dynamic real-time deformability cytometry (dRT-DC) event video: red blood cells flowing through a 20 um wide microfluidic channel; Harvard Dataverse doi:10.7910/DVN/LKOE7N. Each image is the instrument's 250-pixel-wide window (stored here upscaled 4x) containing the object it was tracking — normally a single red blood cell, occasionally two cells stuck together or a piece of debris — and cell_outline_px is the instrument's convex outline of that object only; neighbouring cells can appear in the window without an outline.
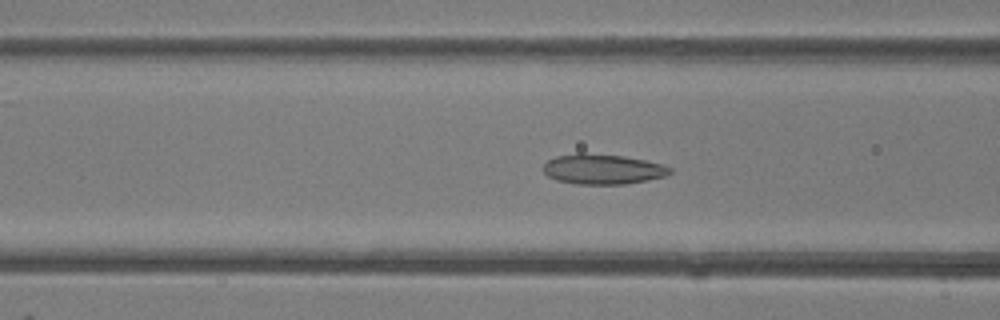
{"species": "common noctule bat (a hibernating species)", "species_latin": "Nyctalus noctula", "temperature_condition": "room temperature", "stored_images_in_passage": 36, "camera_frame_rate_fps": 3000, "um_per_image_px": 0.085, "animal": {"sex": "female"}, "frame": {"image": 1, "passage_image": 6, "time_ms": 1.667, "image_size_px": [1000, 320], "cell_outline_px": [[672, 172], [664, 176], [648, 180], [624, 184], [576, 184], [556, 180], [548, 176], [544, 172], [544, 164], [548, 160], [556, 156], [580, 152], [584, 152], [624, 156], [664, 164], [672, 168]], "centroid_in_image_um": [51.23, 14.37], "position_along_channel_um": 115.4, "area_um2": 22.37}}
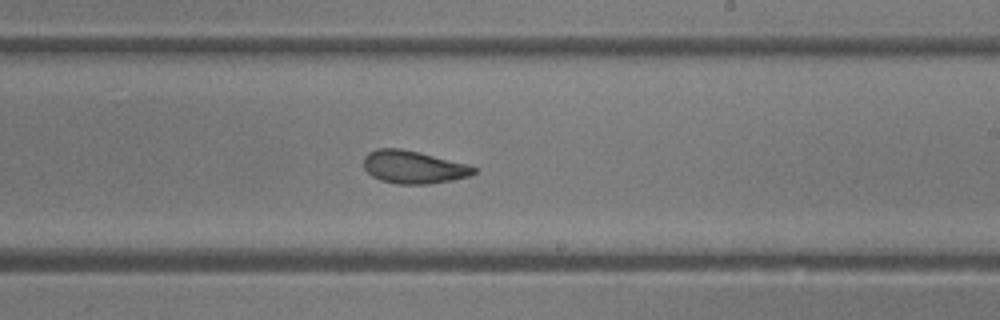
{"frame": {"image": 2, "passage_image": 16, "time_ms": 5.0, "image_size_px": [1000, 320], "cell_outline_px": [[476, 172], [468, 176], [452, 180], [428, 184], [396, 184], [380, 180], [372, 176], [364, 168], [364, 156], [368, 152], [376, 148], [400, 148], [420, 152], [468, 164], [476, 168]], "centroid_in_image_um": [35.12, 14.19], "position_along_channel_um": 253.9, "area_um2": 21.15}}
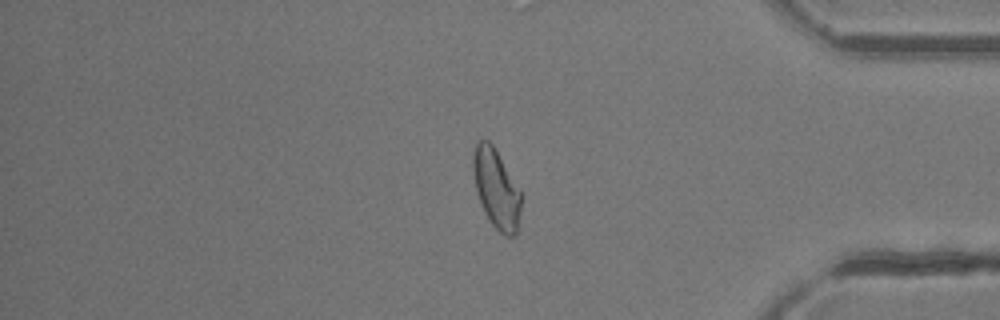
{"frame": {"image": 3, "passage_image": 28, "time_ms": 9.0, "image_size_px": [1000, 320], "cell_outline_px": [[520, 212], [516, 236], [504, 236], [492, 224], [480, 200], [476, 188], [472, 168], [472, 152], [476, 144], [480, 140], [488, 140], [492, 144], [520, 188]], "centroid_in_image_um": [42.19, 16.02], "position_along_channel_um": 393.0, "area_um2": 21.85}, "authors_computed_cell_mechanics": {"area_um2": 21.8773, "velocity_mm_per_s": 4.151, "shape_relaxation_time_tau1_ms": 3.6699, "shape_relaxation_time_tau2_ms": 1.7867, "deformation_change_tau1": 0.1182, "deformation_change_tau2": 0.0727}}